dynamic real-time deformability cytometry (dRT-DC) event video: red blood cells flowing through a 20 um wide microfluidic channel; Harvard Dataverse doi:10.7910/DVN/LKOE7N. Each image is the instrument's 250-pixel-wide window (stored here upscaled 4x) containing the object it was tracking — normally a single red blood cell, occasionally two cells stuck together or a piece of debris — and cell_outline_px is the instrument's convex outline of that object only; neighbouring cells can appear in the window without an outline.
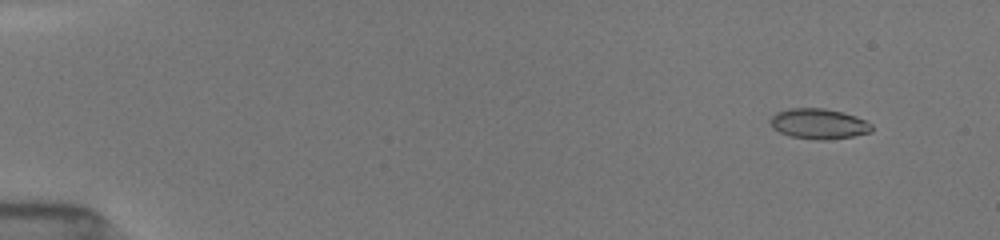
{"species": "common noctule bat (a hibernating species)", "species_latin": "Nyctalus noctula", "temperature_condition": "room temperature", "stored_images_in_passage": 74, "camera_frame_rate_fps": 3000, "um_per_image_px": 0.085, "animal": {"sex": "female", "body_mass_g": 19.5, "forearm_length_mm": 54.1}, "frame": {"image": 1, "passage_image": 3, "time_ms": 0.667, "image_size_px": [1000, 240], "cell_outline_px": [[872, 132], [852, 136], [828, 140], [816, 140], [788, 136], [772, 128], [768, 124], [768, 120], [776, 112], [788, 108], [824, 108], [844, 112], [856, 116], [872, 124]], "centroid_in_image_um": [69.55, 10.52], "position_along_channel_um": 15.4, "area_um2": 18.26}}
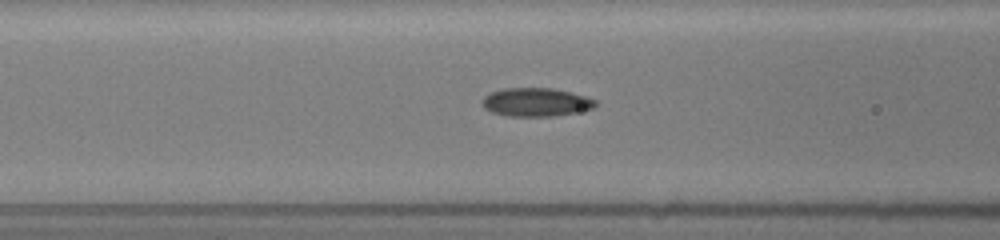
{"frame": {"image": 2, "passage_image": 22, "time_ms": 6.667, "image_size_px": [1000, 240], "cell_outline_px": [[596, 108], [576, 112], [552, 116], [508, 116], [492, 112], [484, 108], [484, 96], [492, 92], [504, 88], [552, 88], [572, 92], [596, 100]], "centroid_in_image_um": [45.59, 8.68], "position_along_channel_um": 121.0, "area_um2": 18.67}}
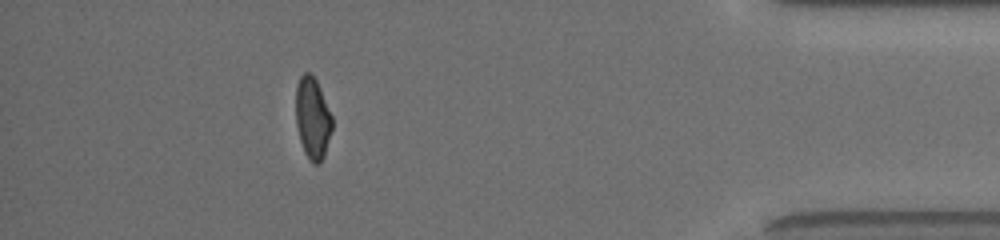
{"frame": {"image": 3, "passage_image": 67, "time_ms": 15.0, "image_size_px": [1000, 240], "cell_outline_px": [[332, 128], [324, 156], [320, 164], [312, 164], [304, 152], [300, 140], [296, 124], [296, 88], [300, 76], [304, 72], [312, 72], [320, 88], [332, 116]], "centroid_in_image_um": [26.56, 10.04], "position_along_channel_um": 408.6, "area_um2": 17.34}, "authors_computed_cell_mechanics": {"area_um2": 17.8313, "velocity_mm_per_s": 3.9703, "shape_relaxation_time_tau1_ms": 8.5592, "shape_relaxation_time_tau2_ms": 1.6534, "deformation_change_tau1": 0.2057, "deformation_change_tau2": 0.0783}}